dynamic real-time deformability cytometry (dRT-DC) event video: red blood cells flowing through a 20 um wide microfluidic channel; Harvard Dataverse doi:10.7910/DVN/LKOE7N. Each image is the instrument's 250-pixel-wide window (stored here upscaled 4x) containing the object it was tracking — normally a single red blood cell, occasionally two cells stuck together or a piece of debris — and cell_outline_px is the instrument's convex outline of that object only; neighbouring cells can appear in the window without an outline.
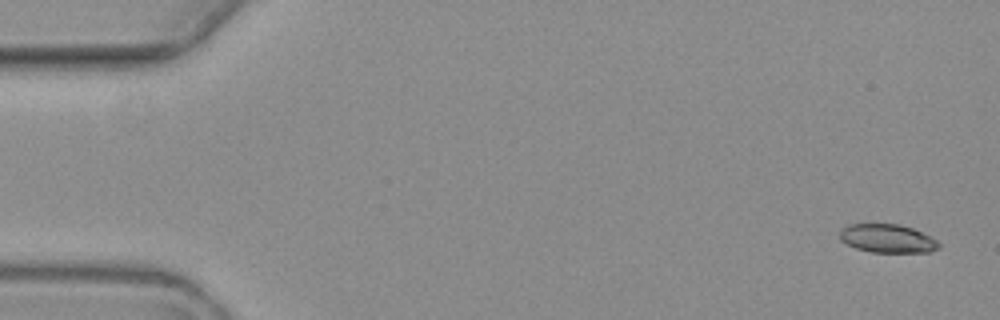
{"species": "common noctule bat (a hibernating species)", "species_latin": "Nyctalus noctula", "temperature_condition": "warm", "stored_images_in_passage": 5, "camera_frame_rate_fps": 3000, "um_per_image_px": 0.085, "animal": {"sex": "female", "body_mass_g": 19.3, "forearm_length_mm": 54.1}, "frame": {"image": 1, "passage_image": 1, "time_ms": 0.0, "image_size_px": [1000, 320], "cell_outline_px": [[940, 248], [928, 252], [872, 252], [856, 248], [840, 240], [840, 232], [848, 224], [900, 224], [912, 228], [936, 240], [940, 244]], "centroid_in_image_um": [75.43, 20.27], "position_along_channel_um": 9.6, "area_um2": 16.24}}